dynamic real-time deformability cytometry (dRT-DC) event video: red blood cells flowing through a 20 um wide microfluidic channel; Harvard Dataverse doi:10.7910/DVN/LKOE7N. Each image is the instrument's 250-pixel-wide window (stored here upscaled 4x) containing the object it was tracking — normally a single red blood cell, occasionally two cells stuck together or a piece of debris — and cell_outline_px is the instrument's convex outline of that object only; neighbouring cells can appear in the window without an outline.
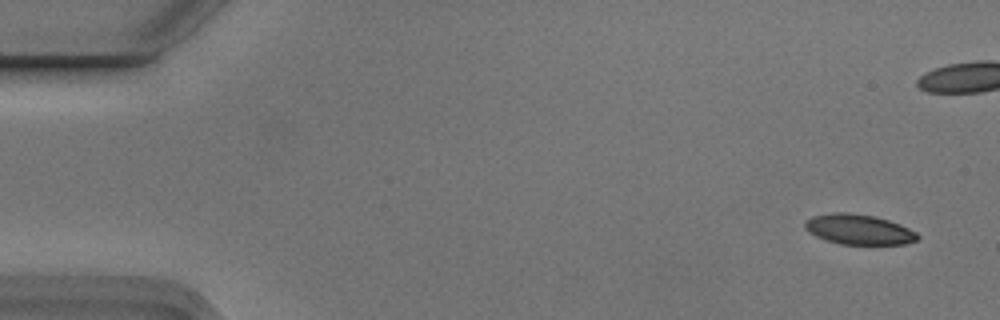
{"species": "Egyptian fruit bat (a non-hibernating species)", "species_latin": "Rousettus aegyptiacus", "temperature_condition": "cold", "stored_images_in_passage": 6, "camera_frame_rate_fps": 3000, "um_per_image_px": 0.085, "animal": {"sex": "male"}, "frame": {"image": 1, "passage_image": 1, "time_ms": 0.0, "image_size_px": [1000, 320], "cell_outline_px": [[920, 236], [916, 240], [904, 244], [840, 244], [824, 240], [808, 232], [804, 228], [804, 220], [812, 216], [832, 212], [848, 212], [876, 216], [900, 224], [916, 232]], "centroid_in_image_um": [72.95, 19.49], "position_along_channel_um": 12.1, "area_um2": 20.0}}